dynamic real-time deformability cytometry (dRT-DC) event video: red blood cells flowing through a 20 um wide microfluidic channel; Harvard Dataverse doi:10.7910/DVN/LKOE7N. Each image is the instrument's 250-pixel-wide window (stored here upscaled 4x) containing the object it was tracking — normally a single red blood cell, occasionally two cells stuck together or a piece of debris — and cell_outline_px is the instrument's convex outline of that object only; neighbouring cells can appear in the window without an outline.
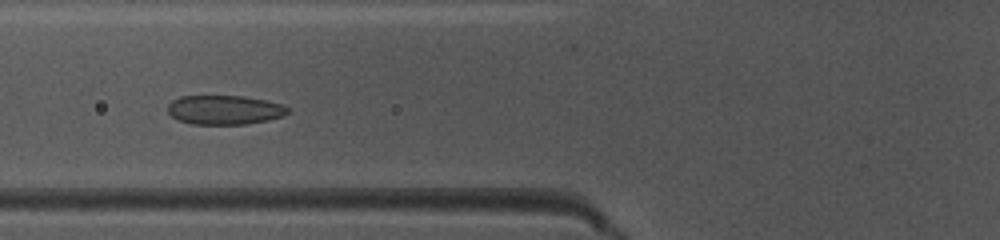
{"species": "common noctule bat (a hibernating species)", "species_latin": "Nyctalus noctula", "temperature_condition": "warm", "stored_images_in_passage": 37, "camera_frame_rate_fps": 3000, "um_per_image_px": 0.085, "animal": {"sex": "female", "body_mass_g": 10.0, "forearm_length_mm": 53.1}, "frame": {"image": 1, "passage_image": 7, "time_ms": 2.0, "image_size_px": [1000, 240], "cell_outline_px": [[288, 112], [280, 116], [268, 120], [248, 124], [192, 124], [180, 120], [172, 116], [168, 112], [168, 104], [172, 100], [180, 96], [244, 96], [284, 104], [288, 108]], "centroid_in_image_um": [19.07, 9.33], "position_along_channel_um": 106.7, "area_um2": 20.35}}
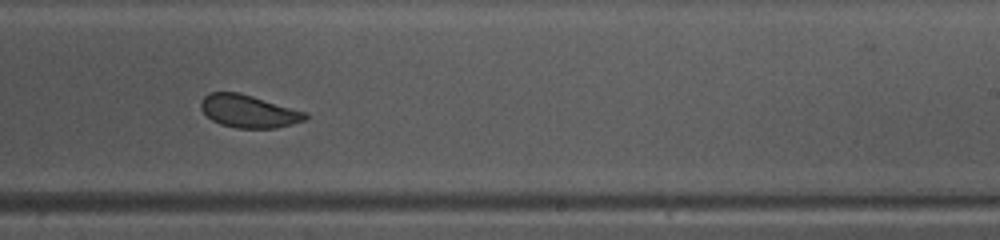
{"frame": {"image": 2, "passage_image": 19, "time_ms": 6.0, "image_size_px": [1000, 240], "cell_outline_px": [[308, 120], [276, 128], [236, 128], [220, 124], [212, 120], [200, 108], [200, 100], [208, 92], [236, 92], [252, 96], [308, 112]], "centroid_in_image_um": [21.15, 9.46], "position_along_channel_um": 267.8, "area_um2": 20.06}}
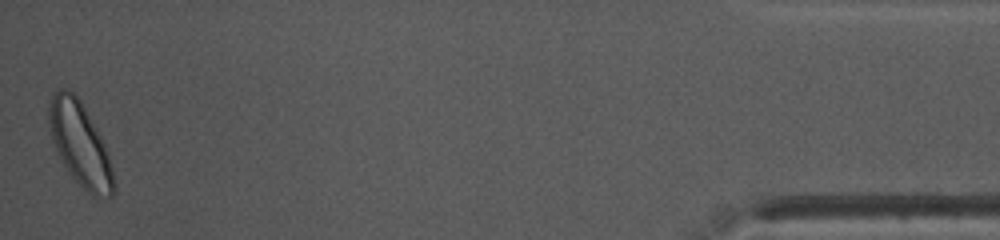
{"frame": {"image": 3, "passage_image": 37, "time_ms": 12.0, "image_size_px": [1000, 240], "cell_outline_px": [[116, 188], [112, 196], [92, 196], [68, 172], [52, 140], [48, 120], [48, 104], [52, 96], [60, 88], [68, 88], [80, 100], [96, 128], [108, 152], [116, 184]], "centroid_in_image_um": [6.81, 12.25], "position_along_channel_um": 428.4, "area_um2": 31.1}, "authors_computed_cell_mechanics": {"area_um2": 20.8658, "velocity_mm_per_s": 4.0286, "shape_relaxation_time_tau1_ms": 3.1267, "shape_relaxation_time_tau2_ms": 1.4555, "deformation_change_tau1": 0.0941, "deformation_change_tau2": 0.0537}}